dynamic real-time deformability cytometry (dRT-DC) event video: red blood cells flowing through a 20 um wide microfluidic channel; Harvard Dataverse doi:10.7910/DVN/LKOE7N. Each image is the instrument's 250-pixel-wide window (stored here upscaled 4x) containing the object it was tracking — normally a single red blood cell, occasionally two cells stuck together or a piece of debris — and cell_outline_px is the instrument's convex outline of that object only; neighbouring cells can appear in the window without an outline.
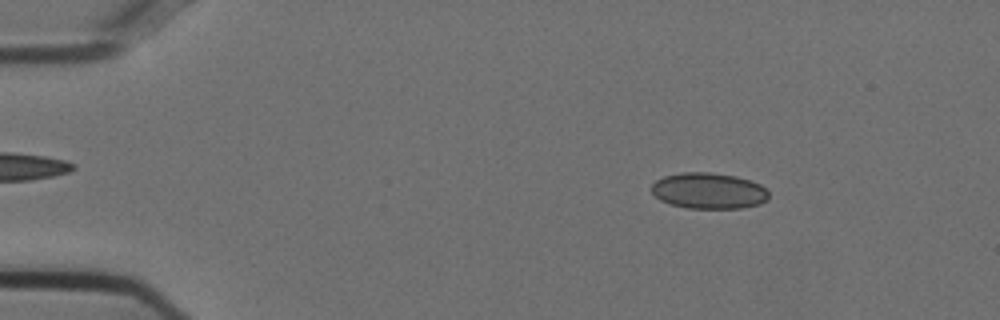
{"species": "Egyptian fruit bat (a non-hibernating species)", "species_latin": "Rousettus aegyptiacus", "temperature_condition": "cold", "stored_images_in_passage": 54, "camera_frame_rate_fps": 3000, "um_per_image_px": 0.085, "animal": {"sex": "female"}, "frame": {"image": 1, "passage_image": 8, "time_ms": 2.333, "image_size_px": [1000, 320], "cell_outline_px": [[768, 200], [760, 204], [740, 208], [688, 208], [672, 204], [660, 200], [652, 192], [652, 184], [656, 180], [664, 176], [680, 172], [708, 172], [736, 176], [760, 184], [768, 192]], "centroid_in_image_um": [60.24, 16.21], "position_along_channel_um": 24.8, "area_um2": 24.51}}
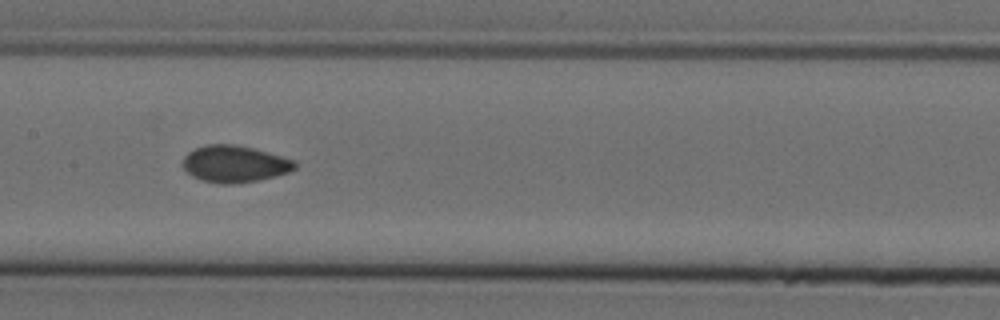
{"frame": {"image": 2, "passage_image": 27, "time_ms": 8.667, "image_size_px": [1000, 320], "cell_outline_px": [[296, 168], [288, 172], [276, 176], [256, 180], [232, 184], [220, 184], [200, 180], [192, 176], [180, 164], [184, 156], [188, 152], [204, 144], [236, 144], [252, 148], [296, 160]], "centroid_in_image_um": [19.91, 13.93], "position_along_channel_um": 187.5, "area_um2": 24.16}}
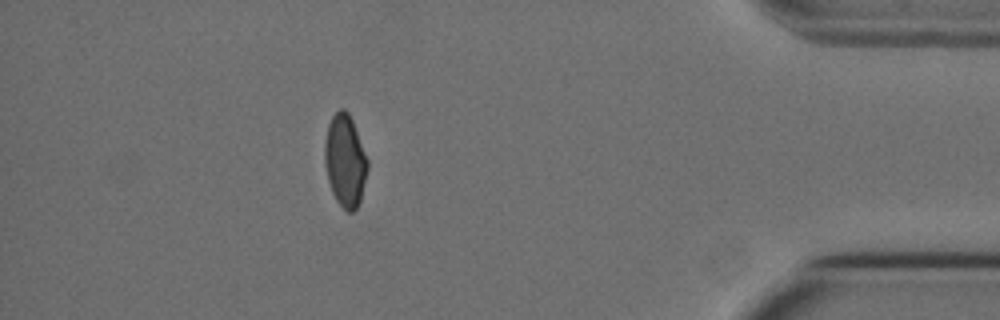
{"frame": {"image": 3, "passage_image": 48, "time_ms": 15.667, "image_size_px": [1000, 320], "cell_outline_px": [[368, 168], [360, 200], [356, 208], [352, 212], [348, 212], [336, 200], [332, 192], [328, 180], [324, 164], [324, 144], [328, 124], [332, 116], [340, 108], [344, 108], [348, 112], [352, 120], [368, 160]], "centroid_in_image_um": [29.32, 13.64], "position_along_channel_um": 405.9, "area_um2": 22.95}, "authors_computed_cell_mechanics": {"area_um2": 23.7847, "velocity_mm_per_s": 3.7589, "shape_relaxation_time_tau1_ms": null, "shape_relaxation_time_tau2_ms": 1.0481, "deformation_change_tau1": null, "deformation_change_tau2": 0.0375}}